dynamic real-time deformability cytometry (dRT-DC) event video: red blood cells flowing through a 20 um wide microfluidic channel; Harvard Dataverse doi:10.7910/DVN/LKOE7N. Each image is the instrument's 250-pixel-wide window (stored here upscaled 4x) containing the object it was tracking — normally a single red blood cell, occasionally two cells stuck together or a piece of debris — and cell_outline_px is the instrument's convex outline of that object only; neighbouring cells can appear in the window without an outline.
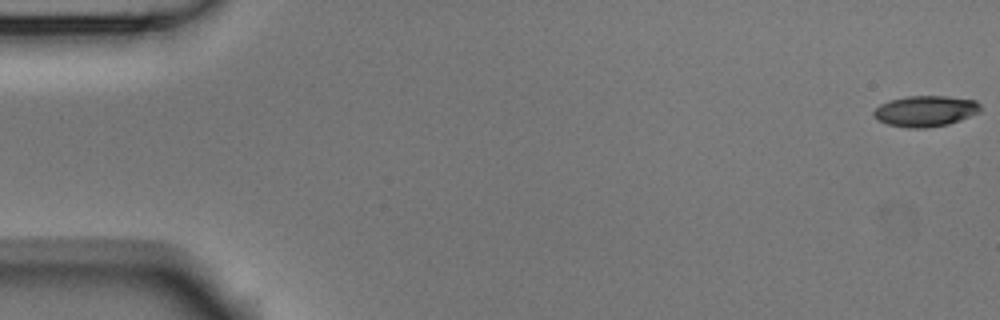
{"species": "Egyptian fruit bat (a non-hibernating species)", "species_latin": "Rousettus aegyptiacus", "temperature_condition": "room temperature", "stored_images_in_passage": 5, "camera_frame_rate_fps": 3000, "um_per_image_px": 0.085, "animal": {"sex": "male"}, "frame": {"image": 1, "passage_image": 1, "time_ms": 0.0, "image_size_px": [1000, 320], "cell_outline_px": [[980, 112], [960, 120], [948, 124], [924, 128], [908, 128], [888, 124], [876, 120], [872, 116], [872, 112], [880, 104], [888, 100], [908, 96], [948, 96], [976, 100], [980, 104]], "centroid_in_image_um": [78.63, 9.44], "position_along_channel_um": 6.4, "area_um2": 19.36}}
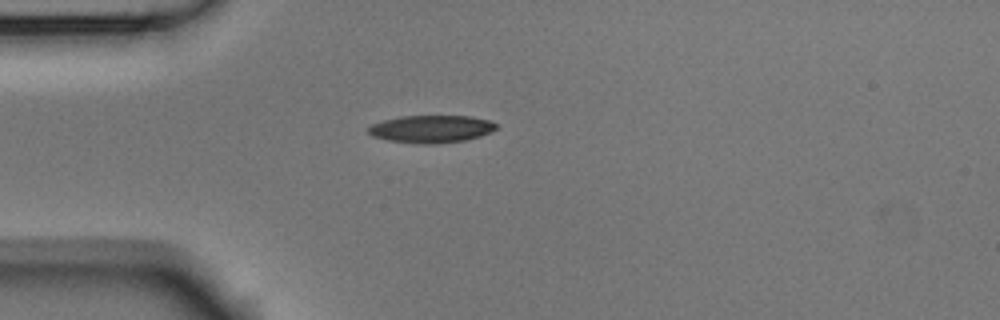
{"frame": {"image": 2, "passage_image": 5, "time_ms": 1.333, "image_size_px": [1000, 320], "cell_outline_px": [[496, 128], [492, 132], [480, 136], [464, 140], [436, 144], [424, 144], [388, 140], [372, 136], [368, 132], [368, 128], [372, 124], [384, 120], [400, 116], [468, 116], [488, 120], [496, 124]], "centroid_in_image_um": [36.65, 10.96], "position_along_channel_um": 48.4, "area_um2": 20.35}}